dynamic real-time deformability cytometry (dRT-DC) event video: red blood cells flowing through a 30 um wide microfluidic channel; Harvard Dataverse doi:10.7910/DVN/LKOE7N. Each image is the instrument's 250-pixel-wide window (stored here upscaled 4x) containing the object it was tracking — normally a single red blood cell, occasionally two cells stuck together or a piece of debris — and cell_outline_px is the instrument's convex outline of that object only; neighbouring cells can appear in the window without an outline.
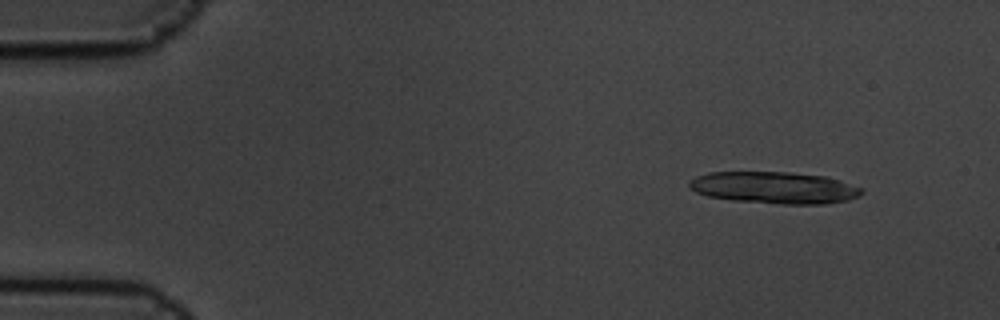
{"species": "common noctule bat (a hibernating species)", "species_latin": "Nyctalus noctula", "temperature_condition": "cold", "stored_images_in_passage": 6, "camera_frame_rate_fps": 3000, "um_per_image_px": 0.085, "animal": {"sex": "male", "body_mass_g": 19.5, "forearm_length_mm": 54.6}, "frame": {"image": 1, "passage_image": 2, "time_ms": 0.333, "image_size_px": [1000, 320], "cell_outline_px": [[864, 192], [860, 196], [848, 200], [824, 204], [780, 204], [732, 200], [708, 196], [696, 192], [688, 184], [688, 180], [696, 176], [708, 172], [788, 172], [824, 176], [840, 180], [864, 188]], "centroid_in_image_um": [65.85, 15.95], "position_along_channel_um": 19.2, "area_um2": 32.19}}
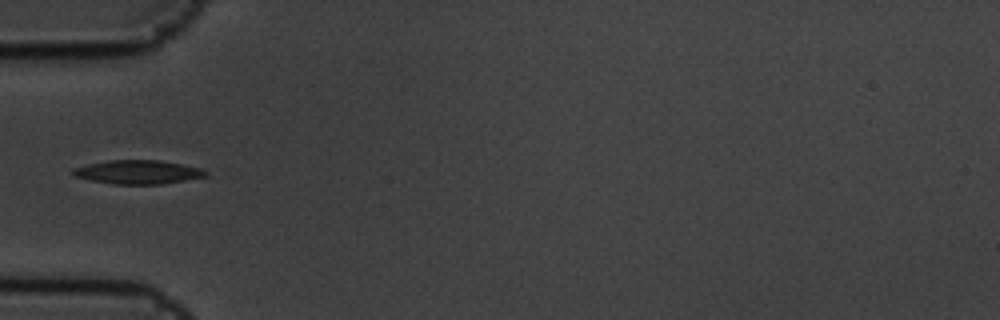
{"frame": {"image": 2, "passage_image": 6, "time_ms": 1.667, "image_size_px": [1000, 320], "cell_outline_px": [[208, 176], [160, 184], [112, 184], [92, 180], [76, 176], [68, 172], [72, 168], [88, 164], [108, 160], [160, 160], [204, 168], [208, 172]], "centroid_in_image_um": [11.73, 14.62], "position_along_channel_um": 73.3, "area_um2": 18.5}}